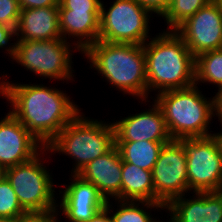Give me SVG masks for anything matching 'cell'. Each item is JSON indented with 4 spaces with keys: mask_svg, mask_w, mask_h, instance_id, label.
<instances>
[{
    "mask_svg": "<svg viewBox=\"0 0 222 222\" xmlns=\"http://www.w3.org/2000/svg\"><path fill=\"white\" fill-rule=\"evenodd\" d=\"M161 32L143 44L147 100L150 92L158 95L195 84V57L184 40L174 30Z\"/></svg>",
    "mask_w": 222,
    "mask_h": 222,
    "instance_id": "cell-2",
    "label": "cell"
},
{
    "mask_svg": "<svg viewBox=\"0 0 222 222\" xmlns=\"http://www.w3.org/2000/svg\"><path fill=\"white\" fill-rule=\"evenodd\" d=\"M0 222H13V221L3 218V217H0Z\"/></svg>",
    "mask_w": 222,
    "mask_h": 222,
    "instance_id": "cell-36",
    "label": "cell"
},
{
    "mask_svg": "<svg viewBox=\"0 0 222 222\" xmlns=\"http://www.w3.org/2000/svg\"><path fill=\"white\" fill-rule=\"evenodd\" d=\"M211 84L222 89V48L195 57V84Z\"/></svg>",
    "mask_w": 222,
    "mask_h": 222,
    "instance_id": "cell-22",
    "label": "cell"
},
{
    "mask_svg": "<svg viewBox=\"0 0 222 222\" xmlns=\"http://www.w3.org/2000/svg\"><path fill=\"white\" fill-rule=\"evenodd\" d=\"M215 115L218 117L219 125L222 126V99H215Z\"/></svg>",
    "mask_w": 222,
    "mask_h": 222,
    "instance_id": "cell-32",
    "label": "cell"
},
{
    "mask_svg": "<svg viewBox=\"0 0 222 222\" xmlns=\"http://www.w3.org/2000/svg\"><path fill=\"white\" fill-rule=\"evenodd\" d=\"M191 194L194 195L188 197L190 193H186L165 206L168 222H222V191Z\"/></svg>",
    "mask_w": 222,
    "mask_h": 222,
    "instance_id": "cell-15",
    "label": "cell"
},
{
    "mask_svg": "<svg viewBox=\"0 0 222 222\" xmlns=\"http://www.w3.org/2000/svg\"><path fill=\"white\" fill-rule=\"evenodd\" d=\"M215 94H216V95L214 96L215 99H222V89H221L219 92L215 93Z\"/></svg>",
    "mask_w": 222,
    "mask_h": 222,
    "instance_id": "cell-33",
    "label": "cell"
},
{
    "mask_svg": "<svg viewBox=\"0 0 222 222\" xmlns=\"http://www.w3.org/2000/svg\"><path fill=\"white\" fill-rule=\"evenodd\" d=\"M70 176L71 182L61 185L63 190L58 191L57 214L59 219L65 217L66 222H87L106 206L107 201L93 183L85 181L77 174ZM62 215L64 216L61 217Z\"/></svg>",
    "mask_w": 222,
    "mask_h": 222,
    "instance_id": "cell-12",
    "label": "cell"
},
{
    "mask_svg": "<svg viewBox=\"0 0 222 222\" xmlns=\"http://www.w3.org/2000/svg\"><path fill=\"white\" fill-rule=\"evenodd\" d=\"M151 15L163 17L170 6L171 0H135Z\"/></svg>",
    "mask_w": 222,
    "mask_h": 222,
    "instance_id": "cell-27",
    "label": "cell"
},
{
    "mask_svg": "<svg viewBox=\"0 0 222 222\" xmlns=\"http://www.w3.org/2000/svg\"><path fill=\"white\" fill-rule=\"evenodd\" d=\"M113 3V4H112ZM101 1L99 40L110 43L145 44L152 16L135 0H114L109 8ZM107 9V10H106Z\"/></svg>",
    "mask_w": 222,
    "mask_h": 222,
    "instance_id": "cell-8",
    "label": "cell"
},
{
    "mask_svg": "<svg viewBox=\"0 0 222 222\" xmlns=\"http://www.w3.org/2000/svg\"><path fill=\"white\" fill-rule=\"evenodd\" d=\"M153 103V104H152ZM146 111L112 121L115 141H172L160 107L156 102ZM151 107V108H150Z\"/></svg>",
    "mask_w": 222,
    "mask_h": 222,
    "instance_id": "cell-14",
    "label": "cell"
},
{
    "mask_svg": "<svg viewBox=\"0 0 222 222\" xmlns=\"http://www.w3.org/2000/svg\"><path fill=\"white\" fill-rule=\"evenodd\" d=\"M194 57L222 48V6L210 1L174 30Z\"/></svg>",
    "mask_w": 222,
    "mask_h": 222,
    "instance_id": "cell-11",
    "label": "cell"
},
{
    "mask_svg": "<svg viewBox=\"0 0 222 222\" xmlns=\"http://www.w3.org/2000/svg\"><path fill=\"white\" fill-rule=\"evenodd\" d=\"M20 13L18 0H0V24L9 26L15 31Z\"/></svg>",
    "mask_w": 222,
    "mask_h": 222,
    "instance_id": "cell-25",
    "label": "cell"
},
{
    "mask_svg": "<svg viewBox=\"0 0 222 222\" xmlns=\"http://www.w3.org/2000/svg\"><path fill=\"white\" fill-rule=\"evenodd\" d=\"M15 222H62L59 219L57 210L46 213H27Z\"/></svg>",
    "mask_w": 222,
    "mask_h": 222,
    "instance_id": "cell-29",
    "label": "cell"
},
{
    "mask_svg": "<svg viewBox=\"0 0 222 222\" xmlns=\"http://www.w3.org/2000/svg\"><path fill=\"white\" fill-rule=\"evenodd\" d=\"M210 1L212 0H171L169 8L162 17L167 26L164 30H175Z\"/></svg>",
    "mask_w": 222,
    "mask_h": 222,
    "instance_id": "cell-23",
    "label": "cell"
},
{
    "mask_svg": "<svg viewBox=\"0 0 222 222\" xmlns=\"http://www.w3.org/2000/svg\"><path fill=\"white\" fill-rule=\"evenodd\" d=\"M14 37H15V31L11 27L0 24V49H4L6 51V52L3 51L4 55L6 53L8 54L6 56H9L10 58L14 52L15 43H11V41L15 42Z\"/></svg>",
    "mask_w": 222,
    "mask_h": 222,
    "instance_id": "cell-28",
    "label": "cell"
},
{
    "mask_svg": "<svg viewBox=\"0 0 222 222\" xmlns=\"http://www.w3.org/2000/svg\"><path fill=\"white\" fill-rule=\"evenodd\" d=\"M216 134L219 136L220 144H221V148H222V131L219 130V132H216Z\"/></svg>",
    "mask_w": 222,
    "mask_h": 222,
    "instance_id": "cell-35",
    "label": "cell"
},
{
    "mask_svg": "<svg viewBox=\"0 0 222 222\" xmlns=\"http://www.w3.org/2000/svg\"><path fill=\"white\" fill-rule=\"evenodd\" d=\"M99 22L100 11L59 10L62 38L81 54L99 40Z\"/></svg>",
    "mask_w": 222,
    "mask_h": 222,
    "instance_id": "cell-18",
    "label": "cell"
},
{
    "mask_svg": "<svg viewBox=\"0 0 222 222\" xmlns=\"http://www.w3.org/2000/svg\"><path fill=\"white\" fill-rule=\"evenodd\" d=\"M11 61L24 67L26 71L33 72L51 80L75 81V71L72 66L74 52H80L72 43L63 38L49 41H16ZM74 49V50H73ZM73 53V54H72ZM73 67V68H72Z\"/></svg>",
    "mask_w": 222,
    "mask_h": 222,
    "instance_id": "cell-7",
    "label": "cell"
},
{
    "mask_svg": "<svg viewBox=\"0 0 222 222\" xmlns=\"http://www.w3.org/2000/svg\"><path fill=\"white\" fill-rule=\"evenodd\" d=\"M187 157L188 193L222 191V148L217 134L182 138Z\"/></svg>",
    "mask_w": 222,
    "mask_h": 222,
    "instance_id": "cell-9",
    "label": "cell"
},
{
    "mask_svg": "<svg viewBox=\"0 0 222 222\" xmlns=\"http://www.w3.org/2000/svg\"><path fill=\"white\" fill-rule=\"evenodd\" d=\"M151 172L154 203L166 206L173 199L188 193L187 157L178 140L164 144Z\"/></svg>",
    "mask_w": 222,
    "mask_h": 222,
    "instance_id": "cell-10",
    "label": "cell"
},
{
    "mask_svg": "<svg viewBox=\"0 0 222 222\" xmlns=\"http://www.w3.org/2000/svg\"><path fill=\"white\" fill-rule=\"evenodd\" d=\"M101 0H59V10L100 11Z\"/></svg>",
    "mask_w": 222,
    "mask_h": 222,
    "instance_id": "cell-26",
    "label": "cell"
},
{
    "mask_svg": "<svg viewBox=\"0 0 222 222\" xmlns=\"http://www.w3.org/2000/svg\"><path fill=\"white\" fill-rule=\"evenodd\" d=\"M170 141H115L121 159L139 168L152 171L161 148Z\"/></svg>",
    "mask_w": 222,
    "mask_h": 222,
    "instance_id": "cell-20",
    "label": "cell"
},
{
    "mask_svg": "<svg viewBox=\"0 0 222 222\" xmlns=\"http://www.w3.org/2000/svg\"><path fill=\"white\" fill-rule=\"evenodd\" d=\"M15 41H49L62 38L58 6L21 9Z\"/></svg>",
    "mask_w": 222,
    "mask_h": 222,
    "instance_id": "cell-17",
    "label": "cell"
},
{
    "mask_svg": "<svg viewBox=\"0 0 222 222\" xmlns=\"http://www.w3.org/2000/svg\"><path fill=\"white\" fill-rule=\"evenodd\" d=\"M90 118L79 112L45 146L49 154L66 155L74 161L71 174H77L89 162L115 146L114 127L109 119L106 122Z\"/></svg>",
    "mask_w": 222,
    "mask_h": 222,
    "instance_id": "cell-5",
    "label": "cell"
},
{
    "mask_svg": "<svg viewBox=\"0 0 222 222\" xmlns=\"http://www.w3.org/2000/svg\"><path fill=\"white\" fill-rule=\"evenodd\" d=\"M48 153V149L44 147L29 161L4 170L5 177L14 189L19 204L27 213L57 210L58 193L55 192L57 186L54 185L52 171L50 173V169H47L44 164L47 161L44 157Z\"/></svg>",
    "mask_w": 222,
    "mask_h": 222,
    "instance_id": "cell-6",
    "label": "cell"
},
{
    "mask_svg": "<svg viewBox=\"0 0 222 222\" xmlns=\"http://www.w3.org/2000/svg\"><path fill=\"white\" fill-rule=\"evenodd\" d=\"M77 175L93 183L106 201L121 200L122 159L116 146L89 162Z\"/></svg>",
    "mask_w": 222,
    "mask_h": 222,
    "instance_id": "cell-16",
    "label": "cell"
},
{
    "mask_svg": "<svg viewBox=\"0 0 222 222\" xmlns=\"http://www.w3.org/2000/svg\"><path fill=\"white\" fill-rule=\"evenodd\" d=\"M199 89L194 84L188 88L162 92L155 95L156 97L150 95V98L160 107L173 140L216 134L212 130L209 131L211 121L217 119L213 118L215 97H205L206 95Z\"/></svg>",
    "mask_w": 222,
    "mask_h": 222,
    "instance_id": "cell-4",
    "label": "cell"
},
{
    "mask_svg": "<svg viewBox=\"0 0 222 222\" xmlns=\"http://www.w3.org/2000/svg\"><path fill=\"white\" fill-rule=\"evenodd\" d=\"M7 76H0V96L10 103L9 112L44 146L83 110L60 88L14 83Z\"/></svg>",
    "mask_w": 222,
    "mask_h": 222,
    "instance_id": "cell-1",
    "label": "cell"
},
{
    "mask_svg": "<svg viewBox=\"0 0 222 222\" xmlns=\"http://www.w3.org/2000/svg\"><path fill=\"white\" fill-rule=\"evenodd\" d=\"M21 9L59 6V0H18Z\"/></svg>",
    "mask_w": 222,
    "mask_h": 222,
    "instance_id": "cell-30",
    "label": "cell"
},
{
    "mask_svg": "<svg viewBox=\"0 0 222 222\" xmlns=\"http://www.w3.org/2000/svg\"><path fill=\"white\" fill-rule=\"evenodd\" d=\"M93 68L116 91L147 104L146 59L143 45L98 40L83 53Z\"/></svg>",
    "mask_w": 222,
    "mask_h": 222,
    "instance_id": "cell-3",
    "label": "cell"
},
{
    "mask_svg": "<svg viewBox=\"0 0 222 222\" xmlns=\"http://www.w3.org/2000/svg\"><path fill=\"white\" fill-rule=\"evenodd\" d=\"M26 214L27 212L18 202L14 189L5 177L0 183V217L15 222Z\"/></svg>",
    "mask_w": 222,
    "mask_h": 222,
    "instance_id": "cell-24",
    "label": "cell"
},
{
    "mask_svg": "<svg viewBox=\"0 0 222 222\" xmlns=\"http://www.w3.org/2000/svg\"><path fill=\"white\" fill-rule=\"evenodd\" d=\"M45 146L10 112L0 120V168L7 169L36 156Z\"/></svg>",
    "mask_w": 222,
    "mask_h": 222,
    "instance_id": "cell-13",
    "label": "cell"
},
{
    "mask_svg": "<svg viewBox=\"0 0 222 222\" xmlns=\"http://www.w3.org/2000/svg\"><path fill=\"white\" fill-rule=\"evenodd\" d=\"M218 2L220 3V5L222 6V0H218Z\"/></svg>",
    "mask_w": 222,
    "mask_h": 222,
    "instance_id": "cell-37",
    "label": "cell"
},
{
    "mask_svg": "<svg viewBox=\"0 0 222 222\" xmlns=\"http://www.w3.org/2000/svg\"><path fill=\"white\" fill-rule=\"evenodd\" d=\"M5 178V173H4V169L0 168V183L1 181Z\"/></svg>",
    "mask_w": 222,
    "mask_h": 222,
    "instance_id": "cell-34",
    "label": "cell"
},
{
    "mask_svg": "<svg viewBox=\"0 0 222 222\" xmlns=\"http://www.w3.org/2000/svg\"><path fill=\"white\" fill-rule=\"evenodd\" d=\"M121 200L154 202L152 172L122 160Z\"/></svg>",
    "mask_w": 222,
    "mask_h": 222,
    "instance_id": "cell-19",
    "label": "cell"
},
{
    "mask_svg": "<svg viewBox=\"0 0 222 222\" xmlns=\"http://www.w3.org/2000/svg\"><path fill=\"white\" fill-rule=\"evenodd\" d=\"M114 202L115 206L118 204L115 211L113 210L115 208L112 201L109 200L106 202V207L110 210L113 222H163L151 214L152 209L157 212L165 209V206L161 203L123 200H115Z\"/></svg>",
    "mask_w": 222,
    "mask_h": 222,
    "instance_id": "cell-21",
    "label": "cell"
},
{
    "mask_svg": "<svg viewBox=\"0 0 222 222\" xmlns=\"http://www.w3.org/2000/svg\"><path fill=\"white\" fill-rule=\"evenodd\" d=\"M87 222H113L110 210L105 206L99 210L91 219Z\"/></svg>",
    "mask_w": 222,
    "mask_h": 222,
    "instance_id": "cell-31",
    "label": "cell"
}]
</instances>
